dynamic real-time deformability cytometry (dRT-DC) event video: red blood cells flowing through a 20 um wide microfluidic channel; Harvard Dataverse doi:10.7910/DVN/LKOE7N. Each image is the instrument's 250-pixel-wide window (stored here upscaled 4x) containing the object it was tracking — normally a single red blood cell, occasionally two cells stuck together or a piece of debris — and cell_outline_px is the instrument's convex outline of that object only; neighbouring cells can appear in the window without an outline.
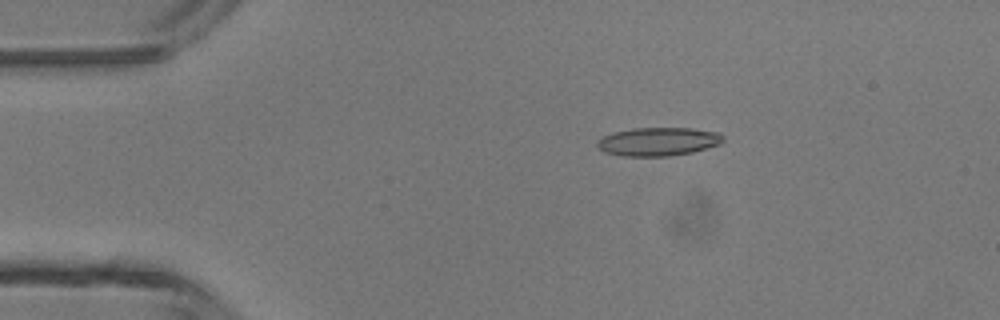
{"species": "common noctule bat (a hibernating species)", "species_latin": "Nyctalus noctula", "temperature_condition": "room temperature", "stored_images_in_passage": 4, "camera_frame_rate_fps": 3000, "um_per_image_px": 0.085, "animal": {"sex": "male", "body_mass_g": 13.3}, "frame": {"image": 1, "passage_image": 1, "time_ms": 0.0, "image_size_px": [1000, 320], "cell_outline_px": [[724, 140], [720, 144], [692, 152], [668, 156], [624, 156], [604, 152], [596, 144], [604, 136], [612, 132], [632, 128], [692, 128], [720, 132], [724, 136]], "centroid_in_image_um": [55.98, 12.02], "position_along_channel_um": 29.0, "area_um2": 20.87}}
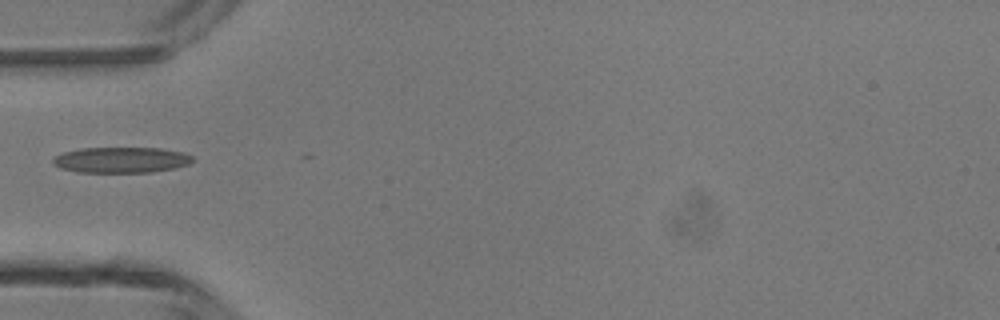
{"frame": {"image": 2, "passage_image": 3, "time_ms": 2.333, "image_size_px": [1000, 320], "cell_outline_px": [[192, 160], [188, 164], [176, 168], [152, 172], [80, 172], [60, 168], [52, 164], [52, 160], [56, 156], [64, 152], [80, 148], [160, 148], [184, 152], [192, 156]], "centroid_in_image_um": [10.3, 13.59], "position_along_channel_um": 74.7, "area_um2": 20.92}}
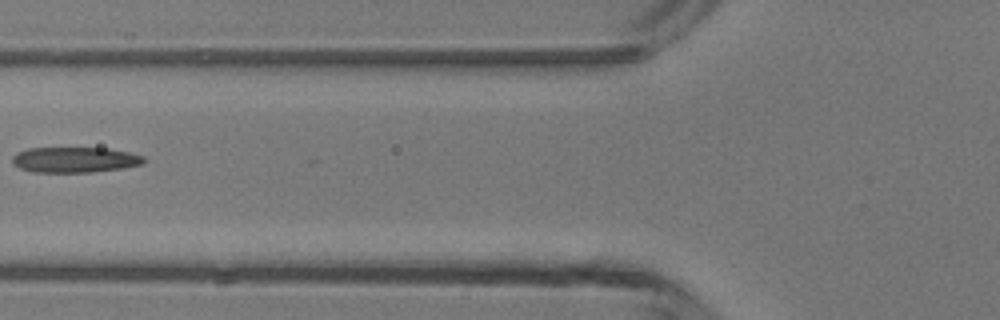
{"frame": {"image": 3, "passage_image": 4, "time_ms": 3.333, "image_size_px": [1000, 320], "cell_outline_px": [[144, 164], [120, 168], [92, 172], [36, 172], [20, 168], [12, 164], [12, 156], [16, 152], [28, 148], [108, 148], [128, 152], [144, 156]], "centroid_in_image_um": [6.33, 13.57], "position_along_channel_um": 119.5, "area_um2": 19.54}}